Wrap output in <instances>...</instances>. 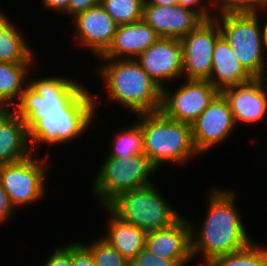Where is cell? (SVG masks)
<instances>
[{
	"instance_id": "7c38bea8",
	"label": "cell",
	"mask_w": 267,
	"mask_h": 266,
	"mask_svg": "<svg viewBox=\"0 0 267 266\" xmlns=\"http://www.w3.org/2000/svg\"><path fill=\"white\" fill-rule=\"evenodd\" d=\"M190 125L192 141L200 156L227 141L234 129H237L228 100L222 92L214 97Z\"/></svg>"
},
{
	"instance_id": "484cf974",
	"label": "cell",
	"mask_w": 267,
	"mask_h": 266,
	"mask_svg": "<svg viewBox=\"0 0 267 266\" xmlns=\"http://www.w3.org/2000/svg\"><path fill=\"white\" fill-rule=\"evenodd\" d=\"M143 5L142 0H102L101 2V6L117 25L141 21Z\"/></svg>"
},
{
	"instance_id": "8992f818",
	"label": "cell",
	"mask_w": 267,
	"mask_h": 266,
	"mask_svg": "<svg viewBox=\"0 0 267 266\" xmlns=\"http://www.w3.org/2000/svg\"><path fill=\"white\" fill-rule=\"evenodd\" d=\"M60 77L48 75L35 81L29 77L30 82L14 107L27 129L55 111L66 110L87 89L75 79Z\"/></svg>"
},
{
	"instance_id": "ac0fdd59",
	"label": "cell",
	"mask_w": 267,
	"mask_h": 266,
	"mask_svg": "<svg viewBox=\"0 0 267 266\" xmlns=\"http://www.w3.org/2000/svg\"><path fill=\"white\" fill-rule=\"evenodd\" d=\"M159 38L157 32L143 20L118 25L111 46L98 58L136 59Z\"/></svg>"
},
{
	"instance_id": "6da1fadb",
	"label": "cell",
	"mask_w": 267,
	"mask_h": 266,
	"mask_svg": "<svg viewBox=\"0 0 267 266\" xmlns=\"http://www.w3.org/2000/svg\"><path fill=\"white\" fill-rule=\"evenodd\" d=\"M208 197L206 219L200 227L191 225L192 256L201 255L204 266L212 258L233 253L247 246L252 239L237 211L235 191L213 187Z\"/></svg>"
},
{
	"instance_id": "8fae6325",
	"label": "cell",
	"mask_w": 267,
	"mask_h": 266,
	"mask_svg": "<svg viewBox=\"0 0 267 266\" xmlns=\"http://www.w3.org/2000/svg\"><path fill=\"white\" fill-rule=\"evenodd\" d=\"M220 36L217 21L211 19L203 21L196 29L180 39L184 79L208 80L210 78L214 46Z\"/></svg>"
},
{
	"instance_id": "4dcf8cb0",
	"label": "cell",
	"mask_w": 267,
	"mask_h": 266,
	"mask_svg": "<svg viewBox=\"0 0 267 266\" xmlns=\"http://www.w3.org/2000/svg\"><path fill=\"white\" fill-rule=\"evenodd\" d=\"M42 266H72V244L54 248Z\"/></svg>"
},
{
	"instance_id": "4316f807",
	"label": "cell",
	"mask_w": 267,
	"mask_h": 266,
	"mask_svg": "<svg viewBox=\"0 0 267 266\" xmlns=\"http://www.w3.org/2000/svg\"><path fill=\"white\" fill-rule=\"evenodd\" d=\"M82 244L92 254L96 266H129V261L102 236L88 245Z\"/></svg>"
},
{
	"instance_id": "5bb4252c",
	"label": "cell",
	"mask_w": 267,
	"mask_h": 266,
	"mask_svg": "<svg viewBox=\"0 0 267 266\" xmlns=\"http://www.w3.org/2000/svg\"><path fill=\"white\" fill-rule=\"evenodd\" d=\"M74 27L73 39L85 46L98 58L111 46L117 24L101 6L90 8L71 18Z\"/></svg>"
},
{
	"instance_id": "f1b7e54d",
	"label": "cell",
	"mask_w": 267,
	"mask_h": 266,
	"mask_svg": "<svg viewBox=\"0 0 267 266\" xmlns=\"http://www.w3.org/2000/svg\"><path fill=\"white\" fill-rule=\"evenodd\" d=\"M129 266H178L172 259L154 256L144 248L129 261Z\"/></svg>"
},
{
	"instance_id": "7a4b0ae2",
	"label": "cell",
	"mask_w": 267,
	"mask_h": 266,
	"mask_svg": "<svg viewBox=\"0 0 267 266\" xmlns=\"http://www.w3.org/2000/svg\"><path fill=\"white\" fill-rule=\"evenodd\" d=\"M98 60H103V65L97 66V72L112 102L123 105L135 115L159 111L162 89L136 59Z\"/></svg>"
},
{
	"instance_id": "d6986e66",
	"label": "cell",
	"mask_w": 267,
	"mask_h": 266,
	"mask_svg": "<svg viewBox=\"0 0 267 266\" xmlns=\"http://www.w3.org/2000/svg\"><path fill=\"white\" fill-rule=\"evenodd\" d=\"M253 77L245 70L233 53L228 42L221 35L214 46L212 71L208 81L219 91L244 84Z\"/></svg>"
},
{
	"instance_id": "4fadbf2b",
	"label": "cell",
	"mask_w": 267,
	"mask_h": 266,
	"mask_svg": "<svg viewBox=\"0 0 267 266\" xmlns=\"http://www.w3.org/2000/svg\"><path fill=\"white\" fill-rule=\"evenodd\" d=\"M136 60L161 89L165 82L183 78L182 46L178 38L160 37Z\"/></svg>"
},
{
	"instance_id": "2e32d148",
	"label": "cell",
	"mask_w": 267,
	"mask_h": 266,
	"mask_svg": "<svg viewBox=\"0 0 267 266\" xmlns=\"http://www.w3.org/2000/svg\"><path fill=\"white\" fill-rule=\"evenodd\" d=\"M142 20L151 26L160 37L178 39L186 36L205 21L191 9L179 5L154 4L143 5Z\"/></svg>"
},
{
	"instance_id": "ba28073f",
	"label": "cell",
	"mask_w": 267,
	"mask_h": 266,
	"mask_svg": "<svg viewBox=\"0 0 267 266\" xmlns=\"http://www.w3.org/2000/svg\"><path fill=\"white\" fill-rule=\"evenodd\" d=\"M157 169L144 153L117 158L106 157L93 181L92 192L100 206H107L119 194L154 183Z\"/></svg>"
},
{
	"instance_id": "f35d334b",
	"label": "cell",
	"mask_w": 267,
	"mask_h": 266,
	"mask_svg": "<svg viewBox=\"0 0 267 266\" xmlns=\"http://www.w3.org/2000/svg\"><path fill=\"white\" fill-rule=\"evenodd\" d=\"M262 26H263V33H264V48H265V52L267 53V20Z\"/></svg>"
},
{
	"instance_id": "d4e9b609",
	"label": "cell",
	"mask_w": 267,
	"mask_h": 266,
	"mask_svg": "<svg viewBox=\"0 0 267 266\" xmlns=\"http://www.w3.org/2000/svg\"><path fill=\"white\" fill-rule=\"evenodd\" d=\"M116 134L111 138V151L106 157L124 158L144 153L143 132L137 123L121 128Z\"/></svg>"
},
{
	"instance_id": "836d02e7",
	"label": "cell",
	"mask_w": 267,
	"mask_h": 266,
	"mask_svg": "<svg viewBox=\"0 0 267 266\" xmlns=\"http://www.w3.org/2000/svg\"><path fill=\"white\" fill-rule=\"evenodd\" d=\"M11 205L7 192L4 190L0 183V224L5 223L6 220L12 218L16 212Z\"/></svg>"
},
{
	"instance_id": "e0dca14e",
	"label": "cell",
	"mask_w": 267,
	"mask_h": 266,
	"mask_svg": "<svg viewBox=\"0 0 267 266\" xmlns=\"http://www.w3.org/2000/svg\"><path fill=\"white\" fill-rule=\"evenodd\" d=\"M222 94L228 100L236 126L241 122L260 123L267 116V95L259 78L227 87Z\"/></svg>"
},
{
	"instance_id": "d6a6232c",
	"label": "cell",
	"mask_w": 267,
	"mask_h": 266,
	"mask_svg": "<svg viewBox=\"0 0 267 266\" xmlns=\"http://www.w3.org/2000/svg\"><path fill=\"white\" fill-rule=\"evenodd\" d=\"M102 0H70L68 4V15L75 17L77 14L90 8L101 5Z\"/></svg>"
},
{
	"instance_id": "8d00e7d4",
	"label": "cell",
	"mask_w": 267,
	"mask_h": 266,
	"mask_svg": "<svg viewBox=\"0 0 267 266\" xmlns=\"http://www.w3.org/2000/svg\"><path fill=\"white\" fill-rule=\"evenodd\" d=\"M144 4H154L160 6H175L178 5V0H146Z\"/></svg>"
},
{
	"instance_id": "30bf717a",
	"label": "cell",
	"mask_w": 267,
	"mask_h": 266,
	"mask_svg": "<svg viewBox=\"0 0 267 266\" xmlns=\"http://www.w3.org/2000/svg\"><path fill=\"white\" fill-rule=\"evenodd\" d=\"M172 92L162 88L159 111L166 117L191 124L219 91L208 80H187Z\"/></svg>"
},
{
	"instance_id": "f546056e",
	"label": "cell",
	"mask_w": 267,
	"mask_h": 266,
	"mask_svg": "<svg viewBox=\"0 0 267 266\" xmlns=\"http://www.w3.org/2000/svg\"><path fill=\"white\" fill-rule=\"evenodd\" d=\"M178 5L195 11L204 20L214 19L216 15L214 13L216 12L214 0H204V1L203 0H178ZM212 9L214 10L213 12H212Z\"/></svg>"
},
{
	"instance_id": "603a6c76",
	"label": "cell",
	"mask_w": 267,
	"mask_h": 266,
	"mask_svg": "<svg viewBox=\"0 0 267 266\" xmlns=\"http://www.w3.org/2000/svg\"><path fill=\"white\" fill-rule=\"evenodd\" d=\"M13 22L0 33V62L33 63V50Z\"/></svg>"
},
{
	"instance_id": "52a82bcc",
	"label": "cell",
	"mask_w": 267,
	"mask_h": 266,
	"mask_svg": "<svg viewBox=\"0 0 267 266\" xmlns=\"http://www.w3.org/2000/svg\"><path fill=\"white\" fill-rule=\"evenodd\" d=\"M151 185L119 194L107 207L121 220L150 232L171 226L182 215Z\"/></svg>"
},
{
	"instance_id": "277c9868",
	"label": "cell",
	"mask_w": 267,
	"mask_h": 266,
	"mask_svg": "<svg viewBox=\"0 0 267 266\" xmlns=\"http://www.w3.org/2000/svg\"><path fill=\"white\" fill-rule=\"evenodd\" d=\"M259 11L221 12L214 19L234 55L253 77L267 73L264 33ZM261 23V24H260ZM265 53V54H264Z\"/></svg>"
},
{
	"instance_id": "ab89813d",
	"label": "cell",
	"mask_w": 267,
	"mask_h": 266,
	"mask_svg": "<svg viewBox=\"0 0 267 266\" xmlns=\"http://www.w3.org/2000/svg\"><path fill=\"white\" fill-rule=\"evenodd\" d=\"M267 75H265L264 73L259 77V80L261 81L264 89H265V92H266V95H267V78L265 77ZM266 78V79H265Z\"/></svg>"
},
{
	"instance_id": "5b68a950",
	"label": "cell",
	"mask_w": 267,
	"mask_h": 266,
	"mask_svg": "<svg viewBox=\"0 0 267 266\" xmlns=\"http://www.w3.org/2000/svg\"><path fill=\"white\" fill-rule=\"evenodd\" d=\"M98 95L86 89L66 110L55 111L37 120L29 129L28 137L33 152L40 145L65 144L88 131L97 115ZM96 101V102H95Z\"/></svg>"
},
{
	"instance_id": "d590c367",
	"label": "cell",
	"mask_w": 267,
	"mask_h": 266,
	"mask_svg": "<svg viewBox=\"0 0 267 266\" xmlns=\"http://www.w3.org/2000/svg\"><path fill=\"white\" fill-rule=\"evenodd\" d=\"M13 112V106L9 104L0 103V126Z\"/></svg>"
},
{
	"instance_id": "3957f363",
	"label": "cell",
	"mask_w": 267,
	"mask_h": 266,
	"mask_svg": "<svg viewBox=\"0 0 267 266\" xmlns=\"http://www.w3.org/2000/svg\"><path fill=\"white\" fill-rule=\"evenodd\" d=\"M136 117L143 132L144 154L157 170L167 162L181 165L200 156L192 141L190 124L170 119L160 111Z\"/></svg>"
},
{
	"instance_id": "83f0119b",
	"label": "cell",
	"mask_w": 267,
	"mask_h": 266,
	"mask_svg": "<svg viewBox=\"0 0 267 266\" xmlns=\"http://www.w3.org/2000/svg\"><path fill=\"white\" fill-rule=\"evenodd\" d=\"M214 5L216 13L267 11V0H214Z\"/></svg>"
},
{
	"instance_id": "e575fe53",
	"label": "cell",
	"mask_w": 267,
	"mask_h": 266,
	"mask_svg": "<svg viewBox=\"0 0 267 266\" xmlns=\"http://www.w3.org/2000/svg\"><path fill=\"white\" fill-rule=\"evenodd\" d=\"M70 0H42L41 3L43 4V7L45 6L46 9H49L51 11H59V13H62L64 15H68V4Z\"/></svg>"
},
{
	"instance_id": "ffe728a7",
	"label": "cell",
	"mask_w": 267,
	"mask_h": 266,
	"mask_svg": "<svg viewBox=\"0 0 267 266\" xmlns=\"http://www.w3.org/2000/svg\"><path fill=\"white\" fill-rule=\"evenodd\" d=\"M32 154L25 121L14 111L0 126V165L16 163Z\"/></svg>"
},
{
	"instance_id": "74e56055",
	"label": "cell",
	"mask_w": 267,
	"mask_h": 266,
	"mask_svg": "<svg viewBox=\"0 0 267 266\" xmlns=\"http://www.w3.org/2000/svg\"><path fill=\"white\" fill-rule=\"evenodd\" d=\"M3 12L4 11L0 10V33L13 22L10 21L11 19Z\"/></svg>"
},
{
	"instance_id": "1f68e13d",
	"label": "cell",
	"mask_w": 267,
	"mask_h": 266,
	"mask_svg": "<svg viewBox=\"0 0 267 266\" xmlns=\"http://www.w3.org/2000/svg\"><path fill=\"white\" fill-rule=\"evenodd\" d=\"M72 266H96L92 254L82 242L72 243Z\"/></svg>"
},
{
	"instance_id": "cb8c5ba5",
	"label": "cell",
	"mask_w": 267,
	"mask_h": 266,
	"mask_svg": "<svg viewBox=\"0 0 267 266\" xmlns=\"http://www.w3.org/2000/svg\"><path fill=\"white\" fill-rule=\"evenodd\" d=\"M253 240L233 253L212 258L204 266H267V247Z\"/></svg>"
},
{
	"instance_id": "44dd1931",
	"label": "cell",
	"mask_w": 267,
	"mask_h": 266,
	"mask_svg": "<svg viewBox=\"0 0 267 266\" xmlns=\"http://www.w3.org/2000/svg\"><path fill=\"white\" fill-rule=\"evenodd\" d=\"M107 215V231L102 236L128 261L145 248L146 232L117 217L107 206H102Z\"/></svg>"
},
{
	"instance_id": "9c48e42d",
	"label": "cell",
	"mask_w": 267,
	"mask_h": 266,
	"mask_svg": "<svg viewBox=\"0 0 267 266\" xmlns=\"http://www.w3.org/2000/svg\"><path fill=\"white\" fill-rule=\"evenodd\" d=\"M49 158L48 152L41 160L32 154L16 163L0 165V183L15 210L43 199Z\"/></svg>"
},
{
	"instance_id": "9a60e30c",
	"label": "cell",
	"mask_w": 267,
	"mask_h": 266,
	"mask_svg": "<svg viewBox=\"0 0 267 266\" xmlns=\"http://www.w3.org/2000/svg\"><path fill=\"white\" fill-rule=\"evenodd\" d=\"M145 248L154 256L172 259L187 266L192 256L190 220L183 215L171 226L146 233Z\"/></svg>"
},
{
	"instance_id": "7402d4cb",
	"label": "cell",
	"mask_w": 267,
	"mask_h": 266,
	"mask_svg": "<svg viewBox=\"0 0 267 266\" xmlns=\"http://www.w3.org/2000/svg\"><path fill=\"white\" fill-rule=\"evenodd\" d=\"M32 63L0 62V103L15 107L29 84ZM28 80V81H27ZM17 101V102H15Z\"/></svg>"
}]
</instances>
